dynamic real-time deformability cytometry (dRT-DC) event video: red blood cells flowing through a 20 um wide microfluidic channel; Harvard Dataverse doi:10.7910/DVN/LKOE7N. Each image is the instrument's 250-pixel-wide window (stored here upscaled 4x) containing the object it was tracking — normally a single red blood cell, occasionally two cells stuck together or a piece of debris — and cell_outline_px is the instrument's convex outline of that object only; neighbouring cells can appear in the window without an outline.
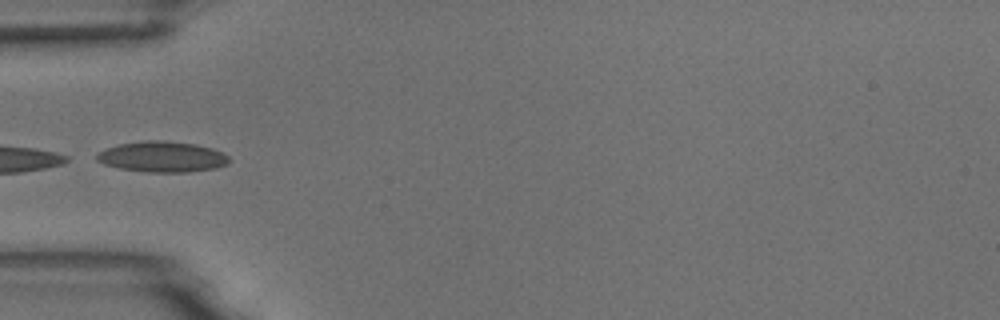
{"species": "common noctule bat (a hibernating species)", "species_latin": "Nyctalus noctula", "temperature_condition": "room temperature", "stored_images_in_passage": 2, "camera_frame_rate_fps": 3000, "um_per_image_px": 0.085, "animal": {"sex": "male", "body_mass_g": 18.8}, "frame": {"image": 1, "passage_image": 2, "time_ms": 0.333, "image_size_px": [1000, 320], "cell_outline_px": [[228, 164], [216, 168], [188, 172], [148, 172], [120, 168], [104, 164], [96, 160], [96, 156], [100, 152], [108, 148], [120, 144], [144, 140], [160, 140], [196, 144], [212, 148], [228, 156]], "centroid_in_image_um": [13.8, 13.33], "position_along_channel_um": 71.2, "area_um2": 23.47}}